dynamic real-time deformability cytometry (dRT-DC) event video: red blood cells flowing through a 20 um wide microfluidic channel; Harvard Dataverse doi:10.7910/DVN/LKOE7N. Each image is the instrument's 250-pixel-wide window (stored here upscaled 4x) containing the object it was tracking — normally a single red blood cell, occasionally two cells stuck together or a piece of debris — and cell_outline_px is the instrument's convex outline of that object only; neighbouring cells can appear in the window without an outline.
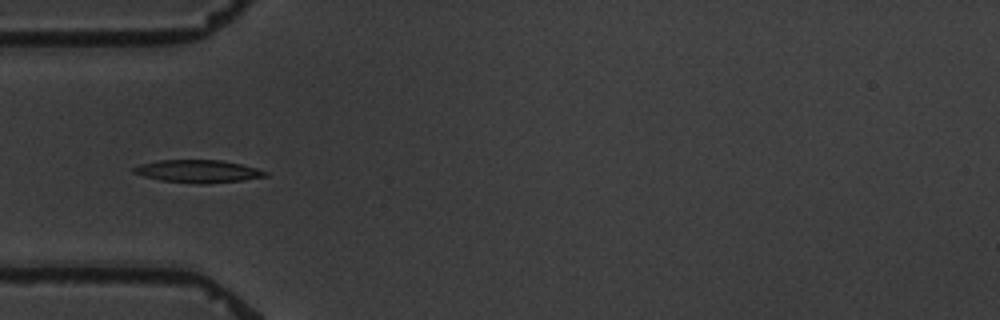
{"species": "common noctule bat (a hibernating species)", "species_latin": "Nyctalus noctula", "temperature_condition": "warm", "stored_images_in_passage": 6, "camera_frame_rate_fps": 3000, "um_per_image_px": 0.085, "animal": {"sex": "male", "body_mass_g": 19.5, "forearm_length_mm": 54.6}, "frame": {"image": 1, "passage_image": 4, "time_ms": 3.667, "image_size_px": [1000, 320], "cell_outline_px": [[268, 176], [244, 180], [204, 184], [200, 184], [160, 180], [144, 176], [132, 172], [132, 168], [140, 164], [156, 160], [224, 160], [256, 168], [268, 172]], "centroid_in_image_um": [16.83, 14.55], "position_along_channel_um": 68.2, "area_um2": 17.46}}
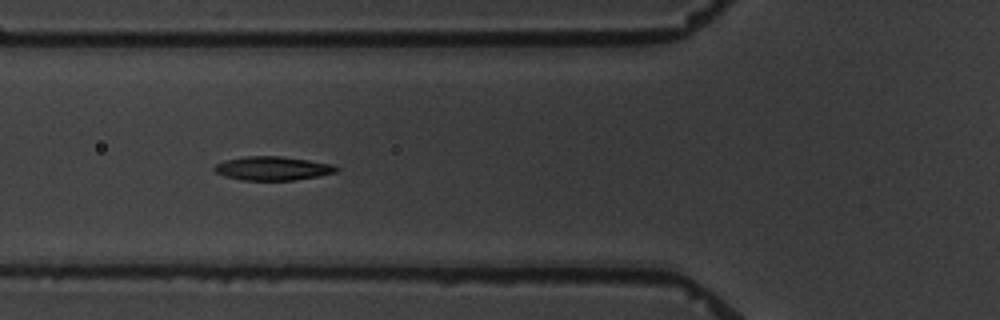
{"frame": {"image": 2, "passage_image": 5, "time_ms": 4.667, "image_size_px": [1000, 320], "cell_outline_px": [[340, 168], [336, 172], [316, 176], [292, 180], [240, 180], [224, 176], [216, 172], [212, 168], [216, 164], [224, 160], [244, 156], [280, 156], [308, 160], [332, 164]], "centroid_in_image_um": [23.13, 14.3], "position_along_channel_um": 102.7, "area_um2": 16.88}}
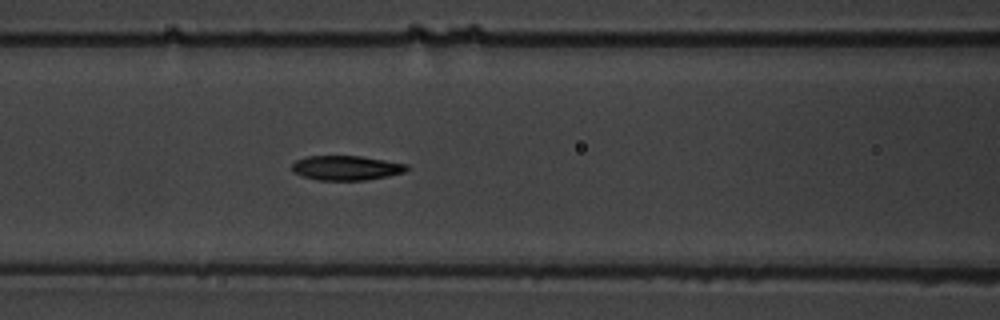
{"frame": {"image": 3, "passage_image": 6, "time_ms": 5.667, "image_size_px": [1000, 320], "cell_outline_px": [[412, 168], [404, 172], [388, 176], [368, 180], [316, 180], [292, 172], [292, 164], [296, 160], [308, 156], [360, 156], [408, 164]], "centroid_in_image_um": [29.46, 14.27], "position_along_channel_um": 137.1, "area_um2": 16.53}}